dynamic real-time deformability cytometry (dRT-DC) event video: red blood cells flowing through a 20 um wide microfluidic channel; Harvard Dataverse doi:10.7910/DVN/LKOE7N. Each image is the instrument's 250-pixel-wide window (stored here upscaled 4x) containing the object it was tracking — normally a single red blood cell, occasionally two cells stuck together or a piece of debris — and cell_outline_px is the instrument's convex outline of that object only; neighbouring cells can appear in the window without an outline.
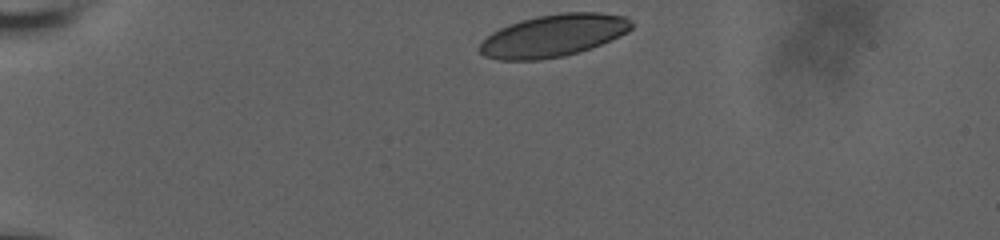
{"species": "human", "species_latin": "Homo sapiens", "temperature_condition": "room temperature", "stored_images_in_passage": 37, "camera_frame_rate_fps": 3000, "um_per_image_px": 0.085, "donor": {"sex": "male"}, "frame": {"image": 1, "passage_image": 1, "time_ms": 0.0, "image_size_px": [1000, 240], "cell_outline_px": [[636, 24], [628, 32], [620, 36], [592, 48], [564, 56], [540, 60], [496, 60], [484, 56], [476, 48], [492, 32], [500, 28], [520, 20], [536, 16], [564, 12], [600, 12], [628, 16]], "centroid_in_image_um": [47.08, 3.02], "position_along_channel_um": 37.9, "area_um2": 37.92}}
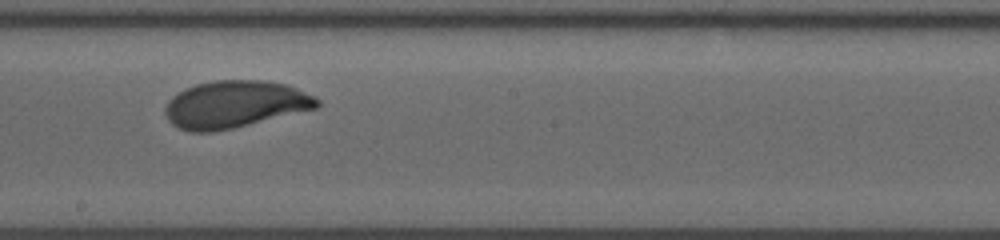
{"frame": {"image": 2, "passage_image": 22, "time_ms": 7.0, "image_size_px": [1000, 240], "cell_outline_px": [[320, 104], [316, 108], [232, 128], [212, 132], [192, 132], [180, 128], [172, 124], [168, 120], [164, 112], [164, 108], [168, 100], [172, 96], [184, 88], [196, 84], [216, 80], [264, 80], [288, 84], [316, 96], [320, 100]], "centroid_in_image_um": [19.95, 8.85], "position_along_channel_um": 228.2, "area_um2": 41.85}}
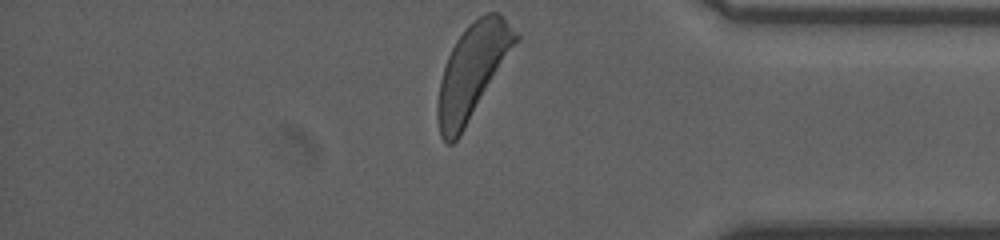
{"frame": {"image": 3, "passage_image": 37, "time_ms": 12.0, "image_size_px": [1000, 240], "cell_outline_px": [[520, 40], [460, 136], [452, 144], [448, 144], [440, 136], [436, 116], [436, 108], [440, 80], [448, 56], [456, 40], [468, 24], [480, 16], [488, 12], [500, 12], [504, 16], [520, 36]], "centroid_in_image_um": [40.17, 6.05], "position_along_channel_um": 395.0, "area_um2": 42.95}, "authors_computed_cell_mechanics": {"area_um2": 41.038, "velocity_mm_per_s": 3.6713, "shape_relaxation_time_tau1_ms": 4.1919, "shape_relaxation_time_tau2_ms": null, "deformation_change_tau1": 0.1712, "deformation_change_tau2": null}}